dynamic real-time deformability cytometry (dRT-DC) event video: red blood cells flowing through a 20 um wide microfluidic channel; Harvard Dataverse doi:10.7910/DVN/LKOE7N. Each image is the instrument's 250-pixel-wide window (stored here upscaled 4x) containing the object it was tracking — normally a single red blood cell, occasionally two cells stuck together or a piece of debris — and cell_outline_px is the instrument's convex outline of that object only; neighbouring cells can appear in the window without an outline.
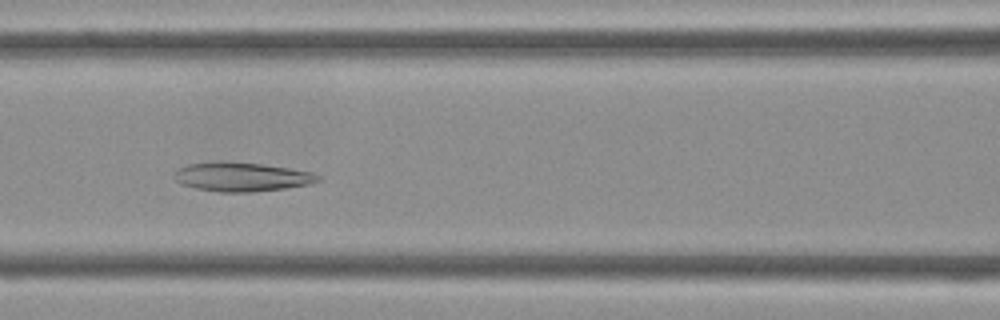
{"species": "Egyptian fruit bat (a non-hibernating species)", "species_latin": "Rousettus aegyptiacus", "temperature_condition": "cold", "stored_images_in_passage": 44, "camera_frame_rate_fps": 3000, "um_per_image_px": 0.085, "frame": {"image": 1, "passage_image": 18, "time_ms": 5.667, "image_size_px": [1000, 320], "cell_outline_px": [[320, 180], [308, 184], [284, 188], [252, 192], [220, 192], [196, 188], [180, 184], [172, 176], [176, 168], [188, 164], [260, 164], [288, 168], [312, 172], [320, 176]], "centroid_in_image_um": [20.53, 15.07], "position_along_channel_um": 146.1, "area_um2": 23.41}}
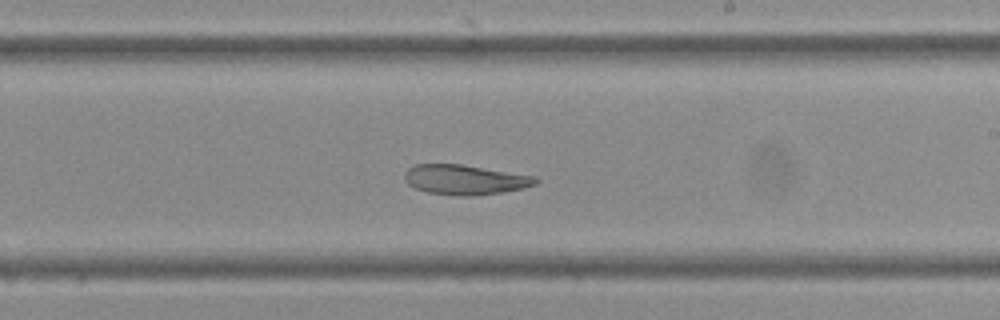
{"frame": {"image": 2, "passage_image": 25, "time_ms": 8.0, "image_size_px": [1000, 320], "cell_outline_px": [[540, 180], [536, 184], [524, 188], [500, 192], [472, 196], [456, 196], [428, 192], [416, 188], [408, 184], [404, 180], [404, 172], [408, 168], [416, 164], [460, 164], [536, 176]], "centroid_in_image_um": [39.52, 15.27], "position_along_channel_um": 249.5, "area_um2": 22.83}}
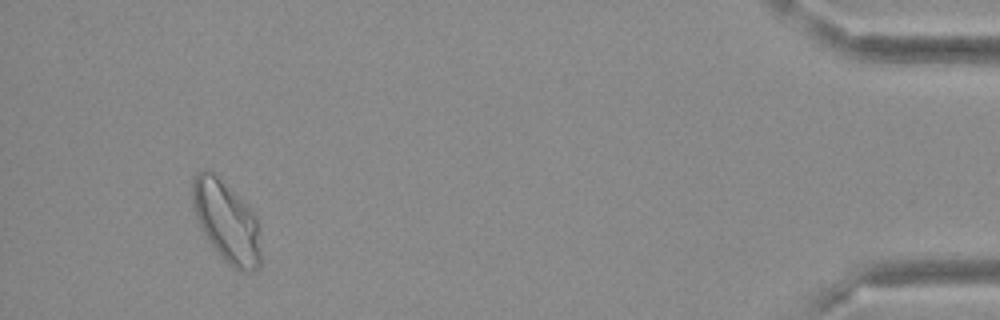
{"frame": {"image": 3, "passage_image": 41, "time_ms": 13.333, "image_size_px": [1000, 320], "cell_outline_px": [[260, 268], [252, 272], [240, 272], [224, 260], [220, 256], [208, 240], [200, 228], [196, 216], [192, 200], [192, 180], [196, 172], [204, 168], [208, 168], [240, 196], [248, 204], [256, 216], [260, 228]], "centroid_in_image_um": [19.27, 18.82], "position_along_channel_um": 415.9, "area_um2": 32.89}}